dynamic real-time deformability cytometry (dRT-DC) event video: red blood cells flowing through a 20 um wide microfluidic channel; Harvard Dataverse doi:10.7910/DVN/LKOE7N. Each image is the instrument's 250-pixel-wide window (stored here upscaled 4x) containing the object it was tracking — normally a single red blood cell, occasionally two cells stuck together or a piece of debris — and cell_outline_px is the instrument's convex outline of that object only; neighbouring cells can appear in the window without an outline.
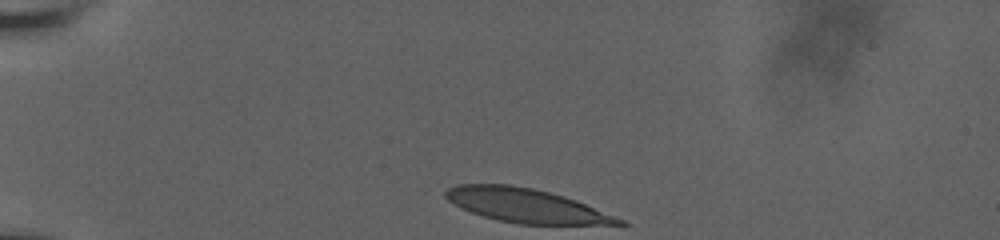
{"species": "human", "species_latin": "Homo sapiens", "temperature_condition": "room temperature", "stored_images_in_passage": 49, "camera_frame_rate_fps": 3000, "um_per_image_px": 0.085, "donor": {"sex": "male"}, "frame": {"image": 1, "passage_image": 1, "time_ms": 0.0, "image_size_px": [1000, 240], "cell_outline_px": [[628, 224], [516, 224], [484, 216], [472, 212], [448, 200], [444, 196], [444, 192], [448, 188], [456, 184], [512, 184], [532, 188], [564, 196], [576, 200], [624, 220]], "centroid_in_image_um": [44.69, 17.46], "position_along_channel_um": 40.3, "area_um2": 33.76}}
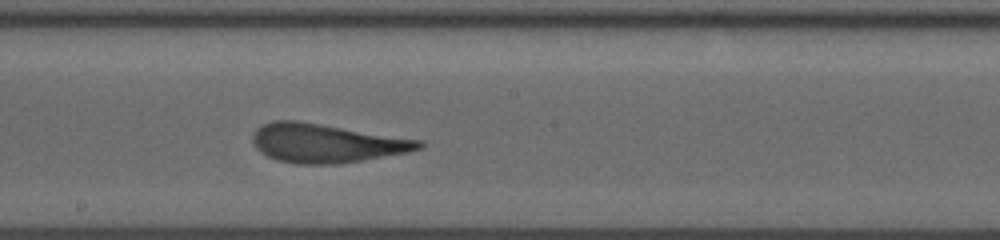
{"frame": {"image": 2, "passage_image": 27, "time_ms": 6.333, "image_size_px": [1000, 240], "cell_outline_px": [[424, 148], [408, 152], [336, 164], [296, 164], [276, 160], [260, 152], [256, 148], [252, 140], [252, 136], [256, 128], [272, 120], [296, 120], [424, 140]], "centroid_in_image_um": [27.73, 12.16], "position_along_channel_um": 220.5, "area_um2": 37.69}}
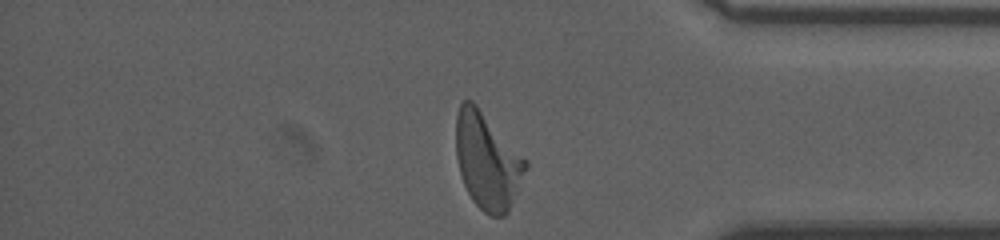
{"frame": {"image": 3, "passage_image": 49, "time_ms": 11.333, "image_size_px": [1000, 240], "cell_outline_px": [[528, 168], [508, 212], [504, 216], [492, 216], [484, 212], [472, 200], [464, 184], [460, 172], [456, 156], [456, 116], [460, 104], [464, 100], [472, 100], [476, 104], [528, 160]], "centroid_in_image_um": [41.44, 13.67], "position_along_channel_um": 393.8, "area_um2": 39.13}, "authors_computed_cell_mechanics": {"area_um2": 37.281, "velocity_mm_per_s": 3.7522, "shape_relaxation_time_tau1_ms": 5.5273, "shape_relaxation_time_tau2_ms": 1.0451, "deformation_change_tau1": 0.2313, "deformation_change_tau2": 0.0951}}